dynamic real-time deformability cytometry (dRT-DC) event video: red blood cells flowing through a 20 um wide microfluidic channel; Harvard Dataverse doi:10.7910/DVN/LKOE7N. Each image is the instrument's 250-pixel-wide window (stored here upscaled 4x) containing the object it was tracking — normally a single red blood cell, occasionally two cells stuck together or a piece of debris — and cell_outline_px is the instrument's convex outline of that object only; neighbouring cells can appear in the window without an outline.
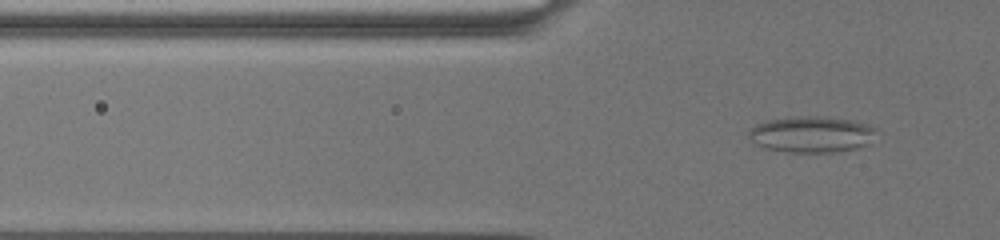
{"species": "common noctule bat (a hibernating species)", "species_latin": "Nyctalus noctula", "temperature_condition": "warm", "stored_images_in_passage": 5, "camera_frame_rate_fps": 3000, "um_per_image_px": 0.085, "animal": {"sex": "female", "body_mass_g": 19.5, "forearm_length_mm": 54.1}, "frame": {"image": 1, "passage_image": 2, "time_ms": 0.333, "image_size_px": [1000, 240], "cell_outline_px": [[876, 128], [864, 144], [856, 148], [836, 152], [784, 152], [764, 148], [756, 144], [748, 136], [748, 132], [756, 124], [768, 120], [800, 116], [828, 116], [848, 120], [864, 124]], "centroid_in_image_um": [68.88, 11.42], "position_along_channel_um": 56.9, "area_um2": 26.41}}